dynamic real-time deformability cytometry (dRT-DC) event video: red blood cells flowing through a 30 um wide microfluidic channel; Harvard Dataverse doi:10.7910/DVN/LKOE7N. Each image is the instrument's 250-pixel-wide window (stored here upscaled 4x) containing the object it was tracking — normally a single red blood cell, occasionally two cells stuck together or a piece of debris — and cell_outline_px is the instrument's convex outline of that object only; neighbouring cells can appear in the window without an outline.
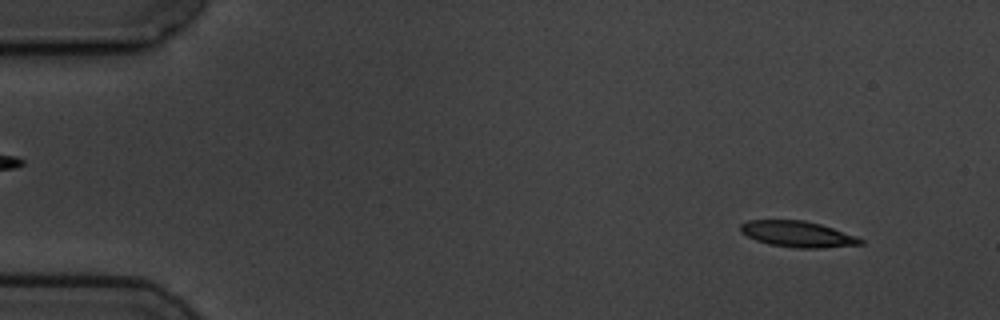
{"species": "common noctule bat (a hibernating species)", "species_latin": "Nyctalus noctula", "temperature_condition": "cold", "stored_images_in_passage": 6, "segment_of_instrument_passage": [2, 2], "camera_frame_rate_fps": 3000, "um_per_image_px": 0.085, "animal": {"sex": "male", "body_mass_g": 19.5, "forearm_length_mm": 54.6}, "frame": {"image": 1, "passage_image": 6, "time_ms": 6.667, "image_size_px": [1000, 320], "cell_outline_px": [[864, 244], [820, 248], [796, 248], [768, 244], [756, 240], [740, 232], [740, 224], [748, 220], [804, 220], [820, 224], [856, 236], [864, 240]], "centroid_in_image_um": [67.78, 19.9], "position_along_channel_um": 17.2, "area_um2": 18.15}}